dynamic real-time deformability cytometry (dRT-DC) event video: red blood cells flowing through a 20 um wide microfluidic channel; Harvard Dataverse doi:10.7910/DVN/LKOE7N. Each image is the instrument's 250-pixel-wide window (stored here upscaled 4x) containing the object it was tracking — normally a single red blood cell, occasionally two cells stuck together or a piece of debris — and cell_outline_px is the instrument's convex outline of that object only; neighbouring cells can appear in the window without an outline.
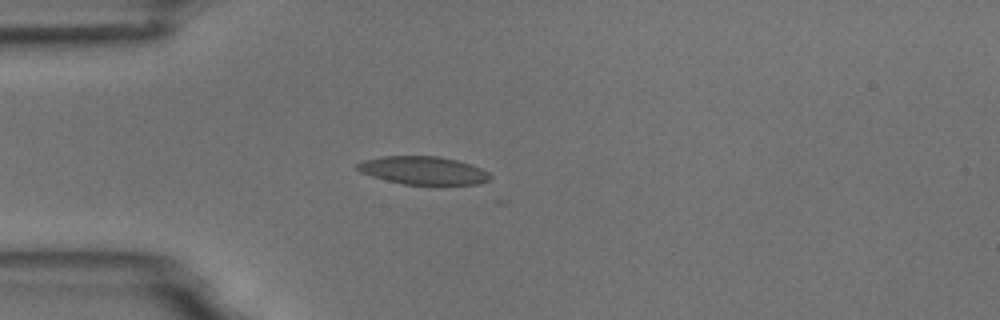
{"species": "common noctule bat (a hibernating species)", "species_latin": "Nyctalus noctula", "temperature_condition": "room temperature", "stored_images_in_passage": 3, "camera_frame_rate_fps": 3000, "um_per_image_px": 0.085, "animal": {"sex": "male", "body_mass_g": 18.8}, "frame": {"image": 1, "passage_image": 3, "time_ms": 2.333, "image_size_px": [1000, 320], "cell_outline_px": [[492, 176], [488, 180], [480, 184], [404, 184], [372, 176], [360, 172], [356, 168], [356, 164], [364, 160], [384, 156], [440, 156], [456, 160], [480, 168], [488, 172]], "centroid_in_image_um": [35.97, 14.48], "position_along_channel_um": 49.0, "area_um2": 21.44}}